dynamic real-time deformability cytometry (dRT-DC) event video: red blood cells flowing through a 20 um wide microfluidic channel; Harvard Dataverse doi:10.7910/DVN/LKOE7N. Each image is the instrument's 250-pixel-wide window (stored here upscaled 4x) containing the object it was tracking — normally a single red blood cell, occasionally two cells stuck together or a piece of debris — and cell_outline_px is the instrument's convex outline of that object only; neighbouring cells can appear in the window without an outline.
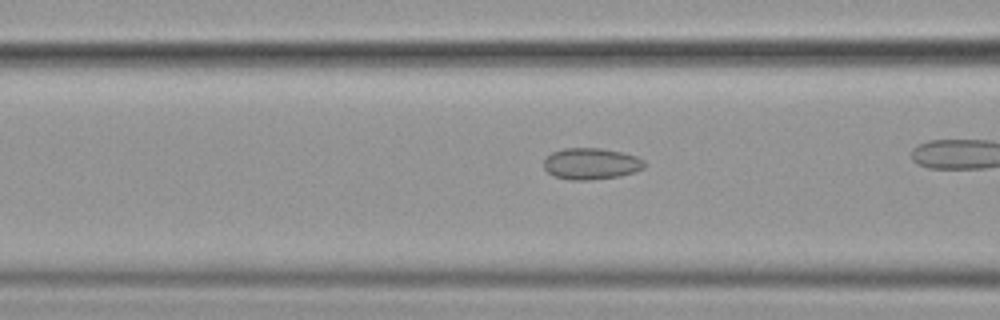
{"species": "common noctule bat (a hibernating species)", "species_latin": "Nyctalus noctula", "temperature_condition": "cold", "stored_images_in_passage": 27, "camera_frame_rate_fps": 3000, "um_per_image_px": 0.085, "animal": {"sex": "female", "body_mass_g": 19.9}, "frame": {"image": 1, "passage_image": 5, "time_ms": 1.333, "image_size_px": [1000, 320], "cell_outline_px": [[644, 168], [636, 172], [620, 176], [592, 180], [572, 180], [552, 176], [544, 168], [544, 160], [552, 152], [564, 148], [600, 148], [620, 152], [636, 156], [644, 160]], "centroid_in_image_um": [50.24, 13.92], "position_along_channel_um": 116.4, "area_um2": 18.5}}